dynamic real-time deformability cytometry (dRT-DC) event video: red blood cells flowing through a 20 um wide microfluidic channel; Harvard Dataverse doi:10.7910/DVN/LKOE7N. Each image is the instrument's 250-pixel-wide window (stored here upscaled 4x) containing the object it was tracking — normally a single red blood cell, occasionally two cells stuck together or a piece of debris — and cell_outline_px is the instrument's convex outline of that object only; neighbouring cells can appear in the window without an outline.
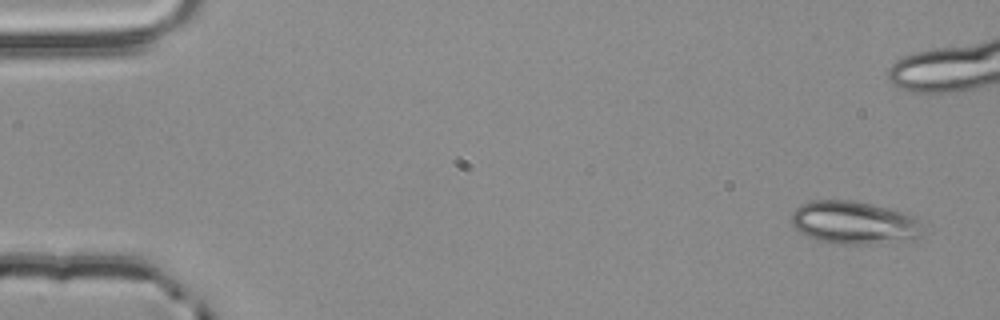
{"species": "common noctule bat (a hibernating species)", "species_latin": "Nyctalus noctula", "temperature_condition": "room temperature", "stored_images_in_passage": 7, "camera_frame_rate_fps": 3000, "um_per_image_px": 0.085, "animal": {"sex": "male", "body_mass_g": 20.4}, "frame": {"image": 1, "passage_image": 1, "time_ms": 0.0, "image_size_px": [1000, 320], "cell_outline_px": [[920, 236], [912, 240], [868, 244], [832, 244], [816, 240], [800, 232], [792, 224], [792, 212], [800, 204], [812, 200], [852, 200], [892, 208], [916, 216], [920, 224]], "centroid_in_image_um": [72.59, 18.92], "position_along_channel_um": 12.4, "area_um2": 33.18}}